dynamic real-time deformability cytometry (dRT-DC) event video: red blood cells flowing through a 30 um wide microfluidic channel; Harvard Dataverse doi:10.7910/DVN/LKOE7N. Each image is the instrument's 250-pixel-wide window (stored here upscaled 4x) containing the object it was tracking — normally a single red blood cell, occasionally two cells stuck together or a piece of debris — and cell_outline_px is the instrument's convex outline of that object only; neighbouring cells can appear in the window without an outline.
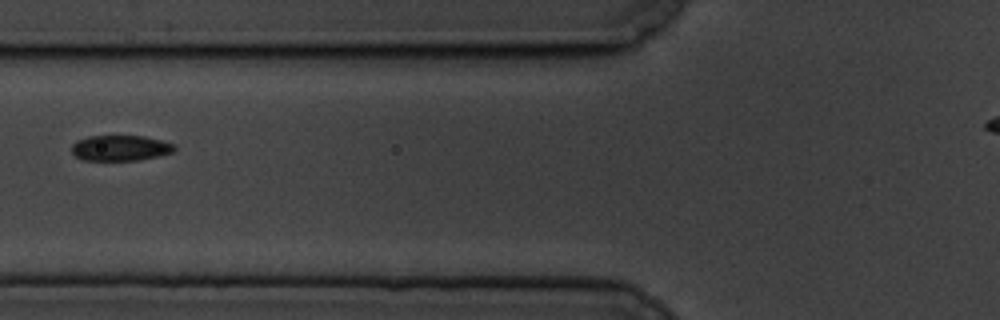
{"species": "common noctule bat (a hibernating species)", "species_latin": "Nyctalus noctula", "temperature_condition": "cold", "stored_images_in_passage": 6, "camera_frame_rate_fps": 3000, "um_per_image_px": 0.085, "animal": {"sex": "male", "body_mass_g": 19.5, "forearm_length_mm": 54.6}, "frame": {"image": 1, "passage_image": 2, "time_ms": 1.333, "image_size_px": [1000, 320], "cell_outline_px": [[176, 148], [172, 152], [160, 156], [136, 160], [84, 160], [76, 156], [72, 152], [72, 144], [76, 140], [88, 136], [144, 136], [176, 144]], "centroid_in_image_um": [10.24, 12.57], "position_along_channel_um": 115.6, "area_um2": 15.32}}
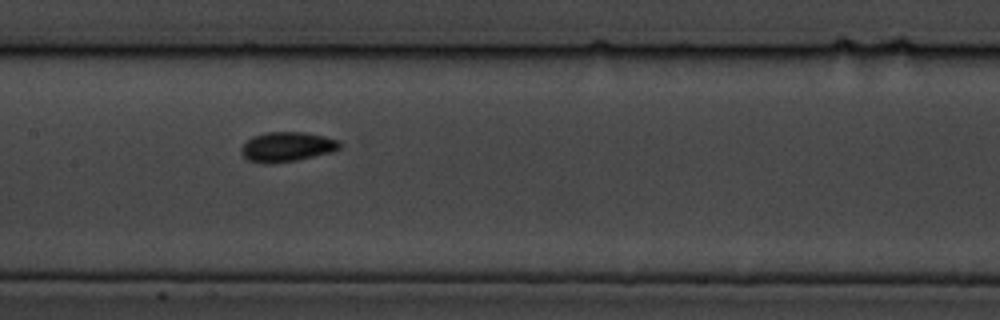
{"frame": {"image": 2, "passage_image": 4, "time_ms": 3.333, "image_size_px": [1000, 320], "cell_outline_px": [[340, 148], [332, 152], [296, 160], [272, 164], [264, 164], [248, 160], [240, 152], [240, 148], [252, 136], [264, 132], [304, 132], [324, 136], [336, 140], [340, 144]], "centroid_in_image_um": [24.35, 12.48], "position_along_channel_um": 183.1, "area_um2": 17.05}}
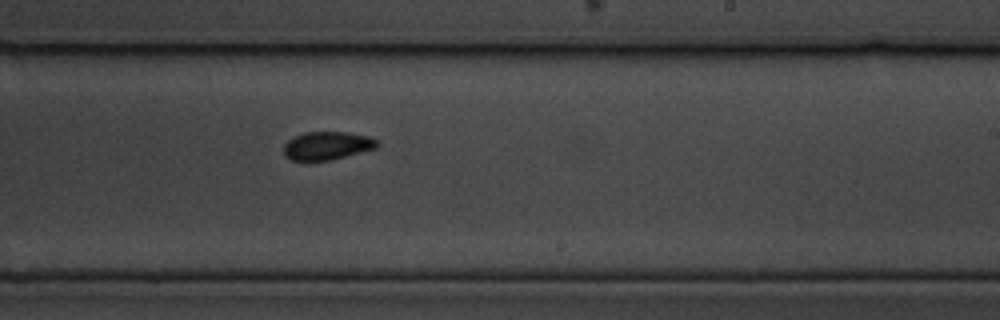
{"frame": {"image": 3, "passage_image": 6, "time_ms": 5.667, "image_size_px": [1000, 320], "cell_outline_px": [[380, 144], [376, 148], [332, 160], [308, 164], [304, 164], [292, 160], [284, 156], [284, 144], [292, 136], [304, 132], [348, 132], [368, 136], [380, 140]], "centroid_in_image_um": [27.76, 12.42], "position_along_channel_um": 261.2, "area_um2": 16.18}}